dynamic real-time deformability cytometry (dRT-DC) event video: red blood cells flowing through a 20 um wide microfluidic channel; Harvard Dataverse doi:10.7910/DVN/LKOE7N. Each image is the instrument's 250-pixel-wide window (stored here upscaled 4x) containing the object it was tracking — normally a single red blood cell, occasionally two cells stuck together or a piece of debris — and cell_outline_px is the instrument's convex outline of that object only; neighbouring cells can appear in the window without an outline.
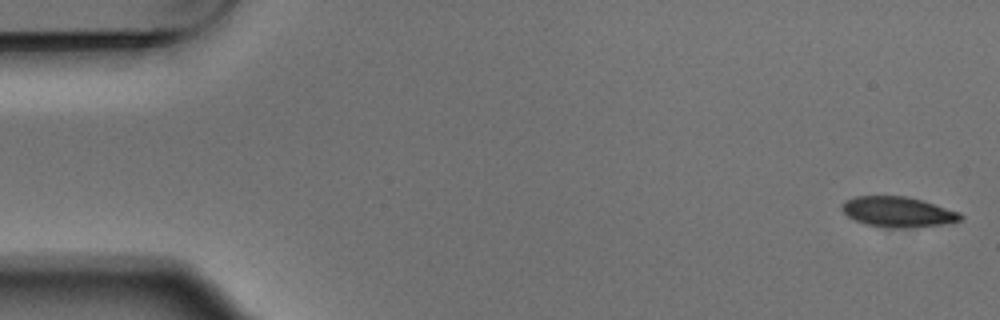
{"species": "Egyptian fruit bat (a non-hibernating species)", "species_latin": "Rousettus aegyptiacus", "temperature_condition": "warm", "stored_images_in_passage": 5, "camera_frame_rate_fps": 3000, "um_per_image_px": 0.085, "animal": {"sex": "male"}, "frame": {"image": 1, "passage_image": 1, "time_ms": 0.0, "image_size_px": [1000, 320], "cell_outline_px": [[964, 216], [960, 220], [948, 224], [896, 228], [868, 224], [856, 220], [848, 216], [840, 208], [840, 204], [844, 200], [856, 196], [904, 196], [920, 200], [960, 212]], "centroid_in_image_um": [76.31, 18.0], "position_along_channel_um": 8.7, "area_um2": 20.69}}